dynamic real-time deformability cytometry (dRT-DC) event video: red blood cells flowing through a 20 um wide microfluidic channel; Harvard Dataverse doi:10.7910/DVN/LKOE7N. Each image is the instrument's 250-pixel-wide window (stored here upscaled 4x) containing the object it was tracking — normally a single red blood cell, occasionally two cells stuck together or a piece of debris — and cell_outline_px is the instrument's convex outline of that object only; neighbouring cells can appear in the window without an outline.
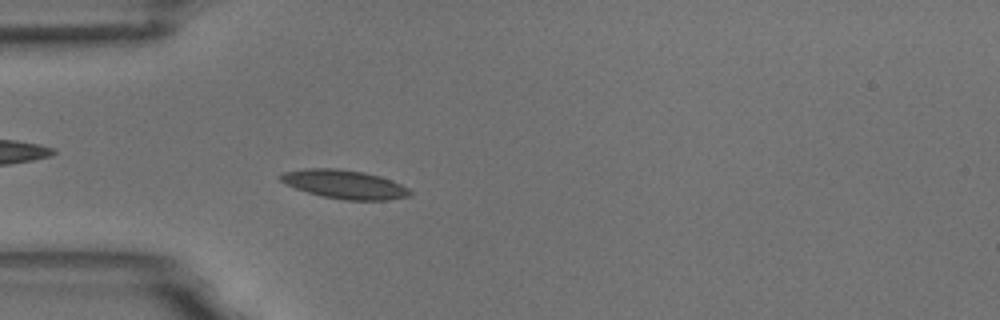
{"species": "common noctule bat (a hibernating species)", "species_latin": "Nyctalus noctula", "temperature_condition": "room temperature", "stored_images_in_passage": 55, "camera_frame_rate_fps": 3000, "um_per_image_px": 0.085, "animal": {"sex": "male", "body_mass_g": 18.8}, "frame": {"image": 1, "passage_image": 16, "time_ms": 5.0, "image_size_px": [1000, 320], "cell_outline_px": [[412, 192], [408, 196], [388, 200], [344, 200], [320, 196], [296, 188], [280, 180], [276, 176], [284, 172], [304, 168], [336, 168], [364, 172], [380, 176], [392, 180], [408, 188]], "centroid_in_image_um": [29.27, 15.66], "position_along_channel_um": 55.7, "area_um2": 21.68}}
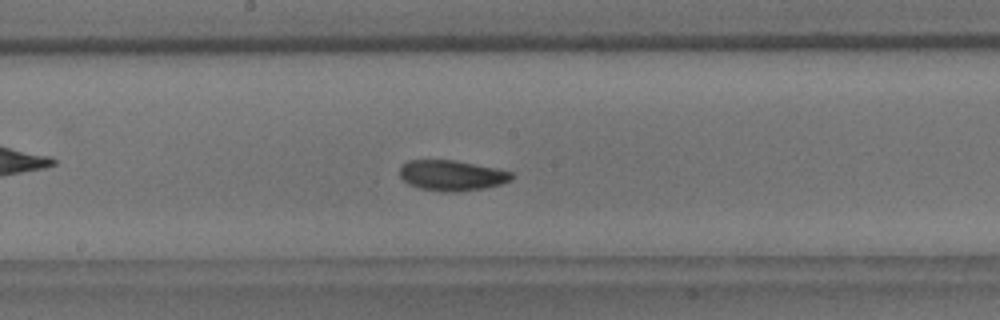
{"frame": {"image": 2, "passage_image": 29, "time_ms": 9.333, "image_size_px": [1000, 320], "cell_outline_px": [[516, 176], [512, 180], [500, 184], [484, 188], [452, 192], [444, 192], [420, 188], [408, 184], [400, 176], [400, 168], [408, 160], [456, 160], [496, 168], [512, 172]], "centroid_in_image_um": [38.43, 14.91], "position_along_channel_um": 209.8, "area_um2": 19.88}}
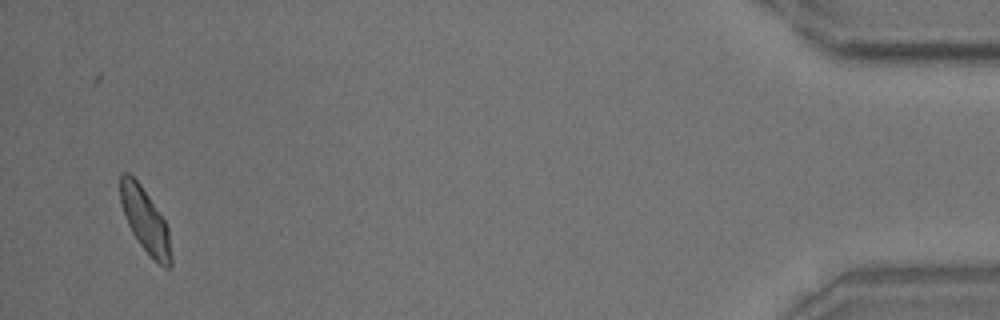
{"frame": {"image": 3, "passage_image": 53, "time_ms": 17.333, "image_size_px": [1000, 320], "cell_outline_px": [[172, 264], [168, 268], [164, 268], [140, 244], [132, 232], [124, 216], [120, 204], [120, 176], [124, 172], [128, 172], [140, 184], [164, 220], [168, 228], [172, 256]], "centroid_in_image_um": [12.33, 18.73], "position_along_channel_um": 422.9, "area_um2": 18.67}, "authors_computed_cell_mechanics": {"area_um2": 19.4786, "velocity_mm_per_s": 3.6814, "shape_relaxation_time_tau1_ms": 2.7325, "shape_relaxation_time_tau2_ms": 3.4841, "deformation_change_tau1": 0.1141, "deformation_change_tau2": 0.0916}}